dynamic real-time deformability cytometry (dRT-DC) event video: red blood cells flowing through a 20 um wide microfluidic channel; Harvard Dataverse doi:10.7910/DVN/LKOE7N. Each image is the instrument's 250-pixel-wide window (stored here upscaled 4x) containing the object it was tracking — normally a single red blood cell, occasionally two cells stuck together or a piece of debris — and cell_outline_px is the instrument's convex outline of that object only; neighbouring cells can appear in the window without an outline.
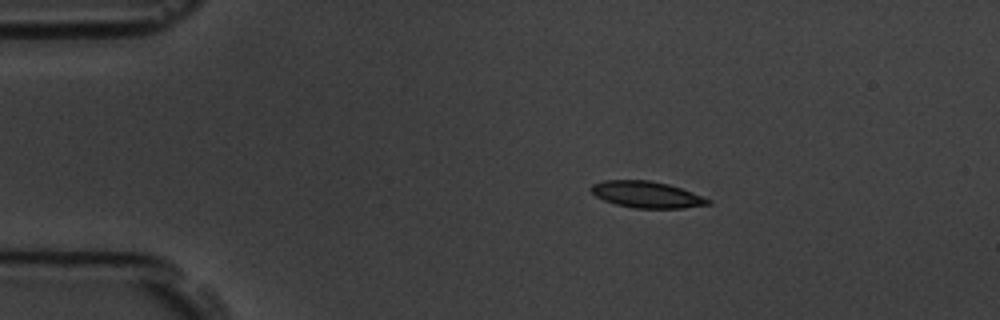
{"species": "common noctule bat (a hibernating species)", "species_latin": "Nyctalus noctula", "temperature_condition": "room temperature", "stored_images_in_passage": 5, "camera_frame_rate_fps": 3000, "um_per_image_px": 0.085, "animal": {"sex": "male", "body_mass_g": 19.5, "forearm_length_mm": 54.6}, "frame": {"image": 1, "passage_image": 2, "time_ms": 1.0, "image_size_px": [1000, 320], "cell_outline_px": [[712, 204], [684, 208], [632, 208], [616, 204], [604, 200], [596, 196], [588, 188], [592, 184], [604, 180], [648, 180], [668, 184], [692, 192], [712, 200]], "centroid_in_image_um": [54.97, 16.54], "position_along_channel_um": 30.0, "area_um2": 18.09}}
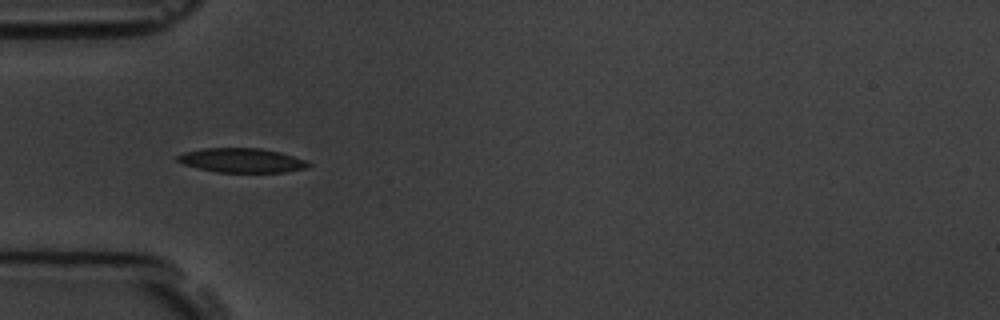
{"frame": {"image": 2, "passage_image": 4, "time_ms": 3.333, "image_size_px": [1000, 320], "cell_outline_px": [[312, 164], [308, 168], [284, 172], [216, 172], [196, 168], [184, 164], [176, 160], [176, 156], [184, 152], [204, 148], [260, 148], [280, 152], [304, 160]], "centroid_in_image_um": [20.53, 13.63], "position_along_channel_um": 64.5, "area_um2": 18.55}}
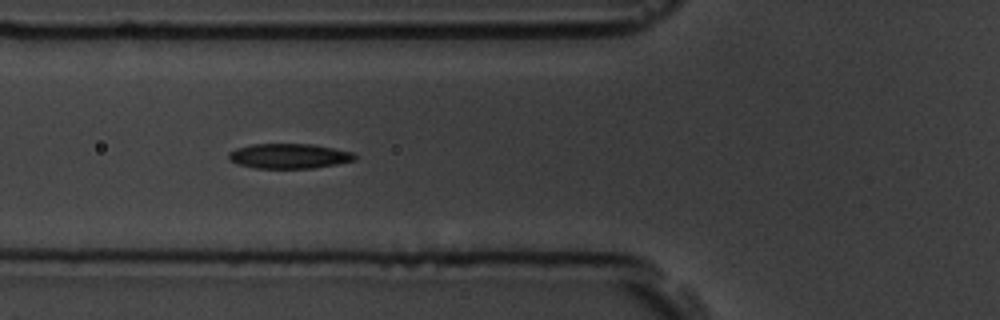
{"frame": {"image": 3, "passage_image": 5, "time_ms": 4.333, "image_size_px": [1000, 320], "cell_outline_px": [[356, 160], [336, 164], [312, 168], [256, 168], [236, 164], [228, 160], [228, 152], [236, 148], [252, 144], [312, 144], [352, 152], [356, 156]], "centroid_in_image_um": [24.52, 13.26], "position_along_channel_um": 101.3, "area_um2": 18.32}}